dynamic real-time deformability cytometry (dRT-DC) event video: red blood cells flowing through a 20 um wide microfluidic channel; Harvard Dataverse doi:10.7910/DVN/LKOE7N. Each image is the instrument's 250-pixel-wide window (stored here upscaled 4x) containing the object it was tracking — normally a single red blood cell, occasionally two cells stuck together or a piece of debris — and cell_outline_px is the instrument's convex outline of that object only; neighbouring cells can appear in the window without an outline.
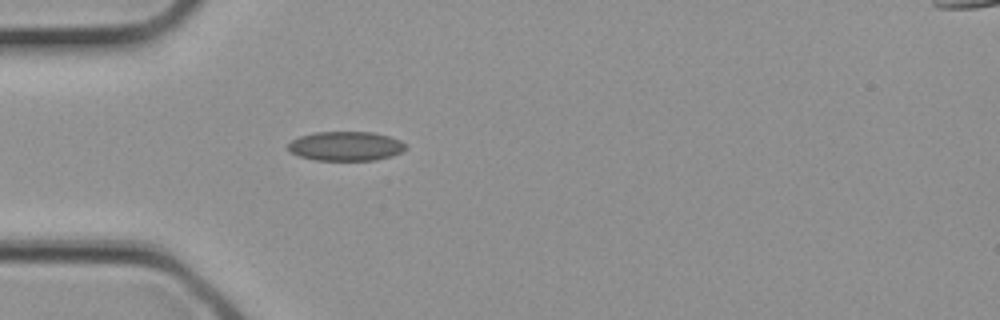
{"species": "common noctule bat (a hibernating species)", "species_latin": "Nyctalus noctula", "temperature_condition": "cold", "stored_images_in_passage": 2, "camera_frame_rate_fps": 3000, "um_per_image_px": 0.085, "animal": {"sex": "female", "body_mass_g": 21.9}, "frame": {"image": 1, "passage_image": 2, "time_ms": 0.333, "image_size_px": [1000, 320], "cell_outline_px": [[408, 148], [392, 156], [376, 160], [316, 160], [300, 156], [292, 152], [288, 148], [288, 144], [292, 140], [300, 136], [316, 132], [372, 132], [388, 136], [400, 140]], "centroid_in_image_um": [29.41, 12.42], "position_along_channel_um": 55.6, "area_um2": 19.94}}